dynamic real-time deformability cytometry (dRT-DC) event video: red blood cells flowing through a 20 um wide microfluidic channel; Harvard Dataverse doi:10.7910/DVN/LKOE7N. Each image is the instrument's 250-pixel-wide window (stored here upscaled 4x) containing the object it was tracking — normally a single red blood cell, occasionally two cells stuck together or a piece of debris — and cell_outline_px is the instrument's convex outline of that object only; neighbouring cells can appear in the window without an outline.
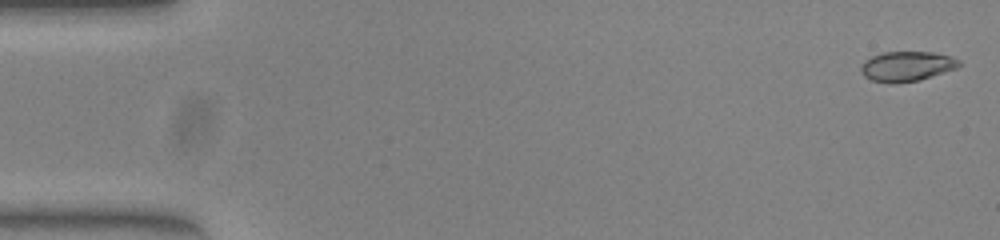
{"species": "common noctule bat (a hibernating species)", "species_latin": "Nyctalus noctula", "temperature_condition": "warm", "stored_images_in_passage": 52, "camera_frame_rate_fps": 3000, "um_per_image_px": 0.085, "animal": {"sex": "female", "body_mass_g": 23.0, "forearm_length_mm": 53.4}, "frame": {"image": 1, "passage_image": 2, "time_ms": 0.333, "image_size_px": [1000, 240], "cell_outline_px": [[960, 64], [956, 68], [920, 80], [896, 84], [872, 80], [864, 76], [860, 72], [860, 68], [864, 60], [872, 56], [884, 52], [932, 52], [952, 56], [960, 60]], "centroid_in_image_um": [77.06, 5.63], "position_along_channel_um": 7.9, "area_um2": 17.17}}
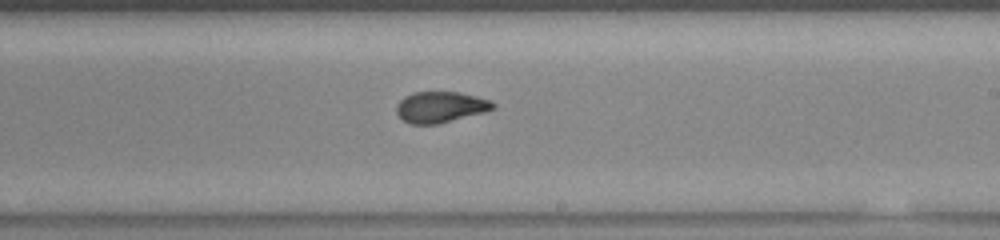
{"frame": {"image": 2, "passage_image": 31, "time_ms": 10.0, "image_size_px": [1000, 240], "cell_outline_px": [[496, 108], [484, 112], [436, 124], [408, 124], [400, 120], [396, 112], [396, 104], [404, 96], [412, 92], [456, 92], [476, 96], [488, 100], [496, 104]], "centroid_in_image_um": [37.38, 9.1], "position_along_channel_um": 251.6, "area_um2": 17.51}}
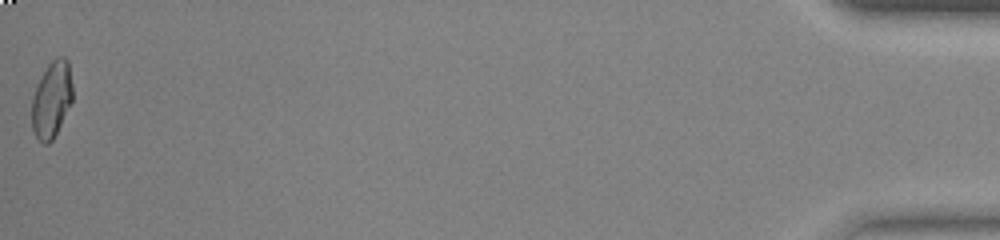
{"frame": {"image": 3, "passage_image": 52, "time_ms": 17.0, "image_size_px": [1000, 240], "cell_outline_px": [[72, 100], [52, 140], [48, 144], [44, 144], [36, 136], [32, 128], [32, 96], [48, 64], [56, 56], [64, 56], [68, 60], [72, 84]], "centroid_in_image_um": [4.39, 8.43], "position_along_channel_um": 430.8, "area_um2": 17.8}, "authors_computed_cell_mechanics": {"area_um2": 17.6579, "velocity_mm_per_s": 4.0139, "shape_relaxation_time_tau1_ms": null, "shape_relaxation_time_tau2_ms": 0.8346, "deformation_change_tau1": null, "deformation_change_tau2": 0.0643}}